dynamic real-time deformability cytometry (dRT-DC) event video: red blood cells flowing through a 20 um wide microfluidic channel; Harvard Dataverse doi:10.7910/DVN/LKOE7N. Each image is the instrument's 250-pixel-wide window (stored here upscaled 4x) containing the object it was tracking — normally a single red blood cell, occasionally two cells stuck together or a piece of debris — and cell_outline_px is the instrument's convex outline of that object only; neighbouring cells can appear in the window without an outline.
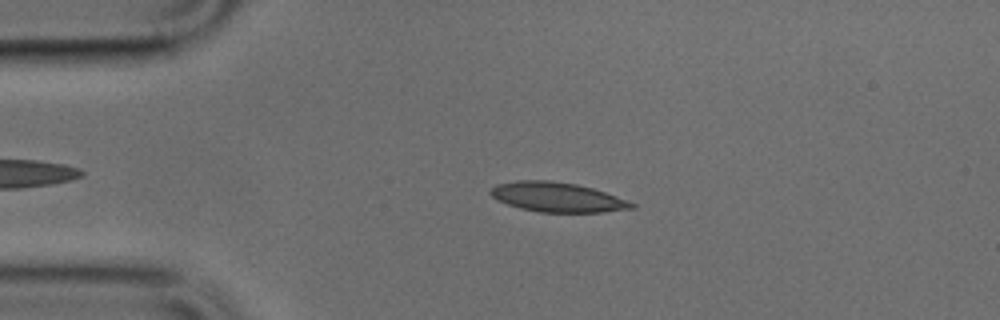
{"species": "common noctule bat (a hibernating species)", "species_latin": "Nyctalus noctula", "temperature_condition": "cold", "stored_images_in_passage": 18, "camera_frame_rate_fps": 3000, "um_per_image_px": 0.085, "animal": {"sex": "male", "body_mass_g": 17.9, "forearm_length_mm": 54.2}, "frame": {"image": 1, "passage_image": 2, "time_ms": 0.333, "image_size_px": [1000, 320], "cell_outline_px": [[636, 208], [600, 212], [540, 212], [520, 208], [508, 204], [492, 196], [488, 192], [496, 184], [516, 180], [548, 180], [576, 184], [592, 188], [616, 196], [636, 204]], "centroid_in_image_um": [47.36, 16.75], "position_along_channel_um": 37.6, "area_um2": 24.16}}
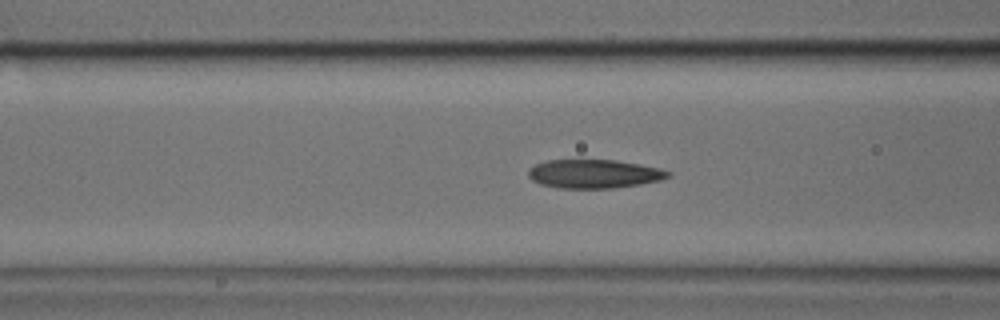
{"frame": {"image": 2, "passage_image": 10, "time_ms": 3.0, "image_size_px": [1000, 320], "cell_outline_px": [[672, 176], [660, 180], [640, 184], [612, 188], [556, 188], [540, 184], [532, 180], [528, 176], [528, 168], [536, 164], [548, 160], [616, 160], [640, 164], [660, 168], [672, 172]], "centroid_in_image_um": [50.5, 14.78], "position_along_channel_um": 116.1, "area_um2": 23.52}}
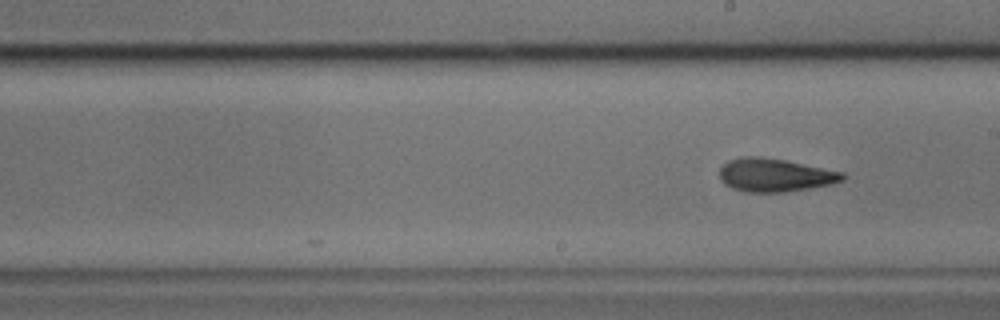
{"frame": {"image": 3, "passage_image": 18, "time_ms": 5.667, "image_size_px": [1000, 320], "cell_outline_px": [[848, 176], [844, 180], [832, 184], [784, 192], [744, 192], [732, 188], [724, 184], [720, 180], [720, 168], [728, 160], [740, 156], [756, 156], [784, 160], [844, 172]], "centroid_in_image_um": [65.86, 14.88], "position_along_channel_um": 223.1, "area_um2": 23.93}}